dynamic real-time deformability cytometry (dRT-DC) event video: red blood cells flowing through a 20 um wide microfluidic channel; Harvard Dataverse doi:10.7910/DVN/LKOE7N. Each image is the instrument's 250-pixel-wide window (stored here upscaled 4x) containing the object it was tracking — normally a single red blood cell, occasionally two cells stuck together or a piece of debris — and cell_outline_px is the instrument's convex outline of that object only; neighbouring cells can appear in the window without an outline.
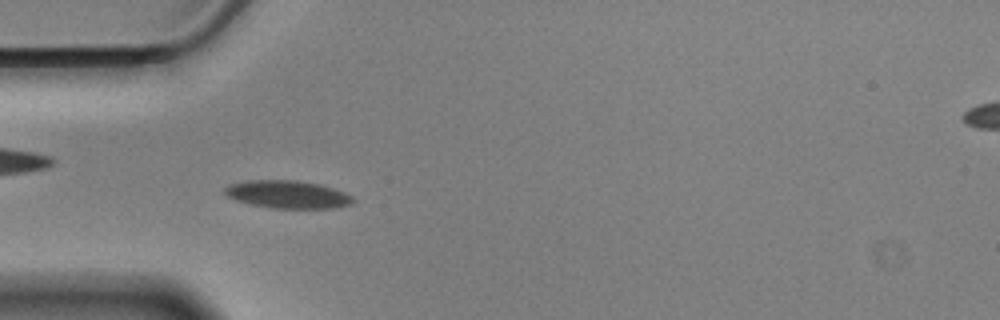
{"species": "Egyptian fruit bat (a non-hibernating species)", "species_latin": "Rousettus aegyptiacus", "temperature_condition": "cold", "stored_images_in_passage": 48, "camera_frame_rate_fps": 3000, "um_per_image_px": 0.085, "animal": {"sex": "male"}, "frame": {"image": 1, "passage_image": 16, "time_ms": 5.0, "image_size_px": [1000, 320], "cell_outline_px": [[356, 200], [352, 204], [340, 208], [272, 208], [252, 204], [236, 200], [228, 196], [224, 192], [224, 188], [228, 184], [248, 180], [296, 180], [320, 184], [344, 192], [352, 196]], "centroid_in_image_um": [24.48, 16.52], "position_along_channel_um": 60.5, "area_um2": 20.87}}
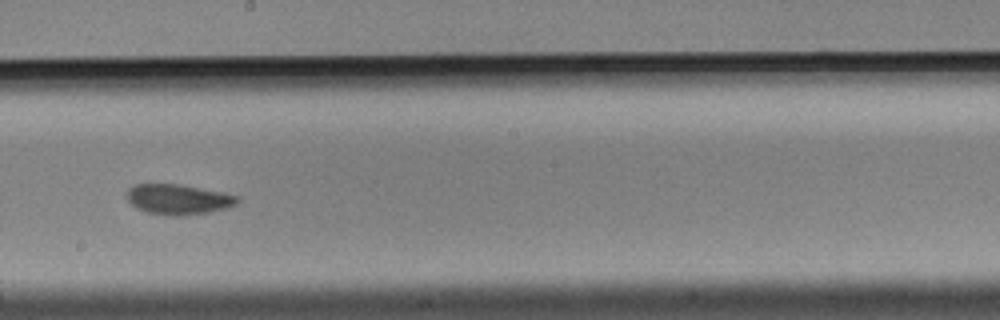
{"frame": {"image": 2, "passage_image": 31, "time_ms": 10.0, "image_size_px": [1000, 320], "cell_outline_px": [[240, 200], [236, 204], [228, 208], [208, 212], [180, 216], [172, 216], [148, 212], [136, 208], [128, 200], [128, 188], [136, 184], [180, 184], [224, 192], [240, 196]], "centroid_in_image_um": [15.2, 16.94], "position_along_channel_um": 233.0, "area_um2": 19.54}}
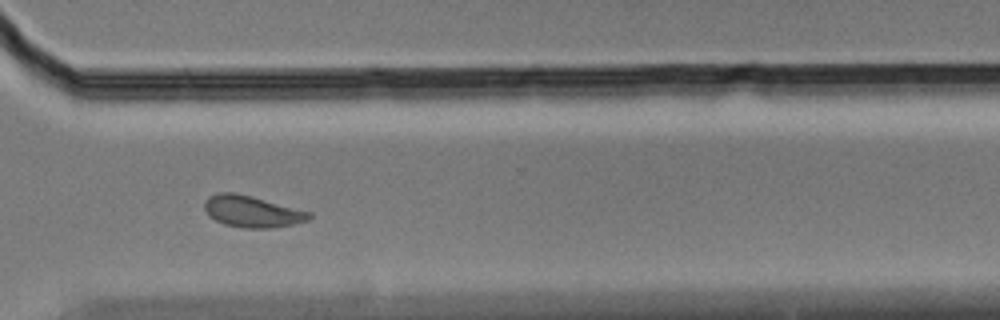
{"frame": {"image": 3, "passage_image": 41, "time_ms": 13.333, "image_size_px": [1000, 320], "cell_outline_px": [[312, 216], [308, 220], [296, 224], [272, 228], [244, 228], [224, 224], [208, 216], [204, 208], [204, 200], [208, 196], [220, 192], [232, 192], [312, 212]], "centroid_in_image_um": [21.41, 17.99], "position_along_channel_um": 349.2, "area_um2": 19.13}, "authors_computed_cell_mechanics": {"area_um2": 19.3919, "velocity_mm_per_s": 3.4807, "shape_relaxation_time_tau1_ms": 3.3776, "shape_relaxation_time_tau2_ms": 1.9608, "deformation_change_tau1": 0.1084, "deformation_change_tau2": 0.0632}}